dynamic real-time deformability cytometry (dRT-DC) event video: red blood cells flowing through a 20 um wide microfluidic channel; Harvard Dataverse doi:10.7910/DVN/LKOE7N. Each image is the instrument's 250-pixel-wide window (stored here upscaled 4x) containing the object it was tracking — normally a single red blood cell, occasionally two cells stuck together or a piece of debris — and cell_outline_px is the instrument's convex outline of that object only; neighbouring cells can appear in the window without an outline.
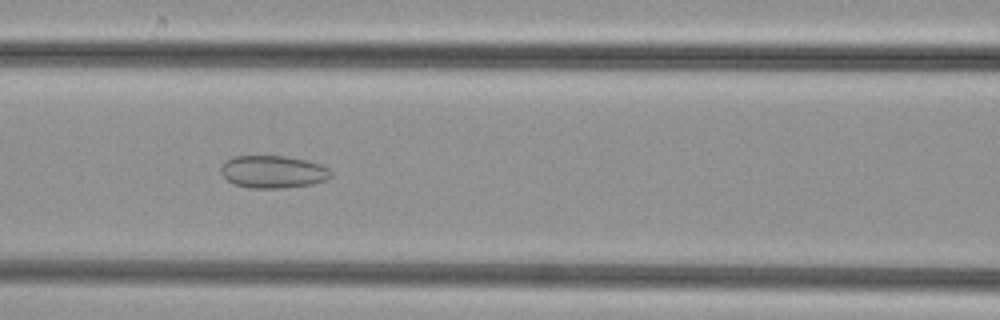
{"species": "common noctule bat (a hibernating species)", "species_latin": "Nyctalus noctula", "temperature_condition": "cold", "stored_images_in_passage": 41, "camera_frame_rate_fps": 3000, "um_per_image_px": 0.085, "animal": {"sex": "female", "body_mass_g": 29.2, "forearm_length_mm": 56.3}, "frame": {"image": 1, "passage_image": 13, "time_ms": 4.0, "image_size_px": [1000, 320], "cell_outline_px": [[332, 176], [328, 180], [312, 184], [284, 188], [248, 188], [232, 184], [220, 172], [220, 168], [228, 160], [236, 156], [284, 156], [304, 160], [320, 164], [328, 168], [332, 172]], "centroid_in_image_um": [23.23, 14.62], "position_along_channel_um": 143.4, "area_um2": 20.87}}
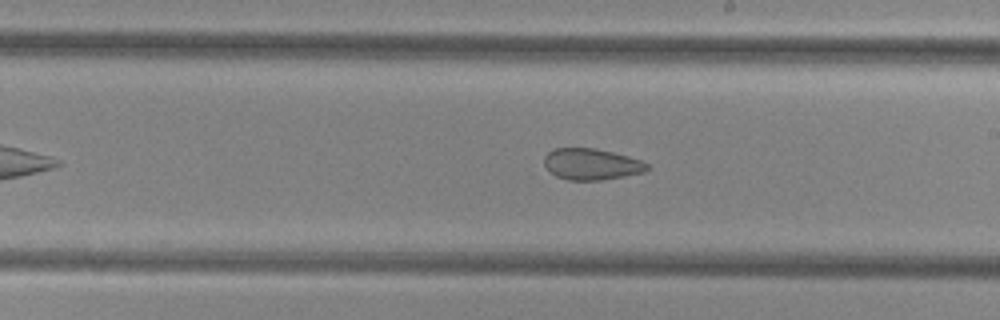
{"frame": {"image": 2, "passage_image": 20, "time_ms": 6.333, "image_size_px": [1000, 320], "cell_outline_px": [[648, 168], [644, 172], [624, 176], [600, 180], [568, 180], [556, 176], [544, 164], [544, 156], [552, 148], [596, 148], [628, 156], [640, 160], [648, 164]], "centroid_in_image_um": [50.26, 13.95], "position_along_channel_um": 238.7, "area_um2": 18.67}}
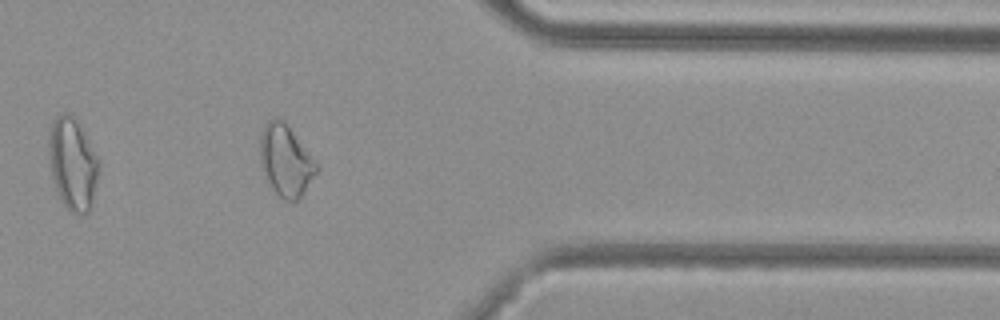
{"frame": {"image": 3, "passage_image": 32, "time_ms": 10.333, "image_size_px": [1000, 320], "cell_outline_px": [[320, 168], [300, 200], [284, 200], [276, 196], [260, 164], [260, 132], [264, 124], [272, 116], [276, 116], [284, 120]], "centroid_in_image_um": [24.27, 13.64], "position_along_channel_um": 387.1, "area_um2": 23.7}}